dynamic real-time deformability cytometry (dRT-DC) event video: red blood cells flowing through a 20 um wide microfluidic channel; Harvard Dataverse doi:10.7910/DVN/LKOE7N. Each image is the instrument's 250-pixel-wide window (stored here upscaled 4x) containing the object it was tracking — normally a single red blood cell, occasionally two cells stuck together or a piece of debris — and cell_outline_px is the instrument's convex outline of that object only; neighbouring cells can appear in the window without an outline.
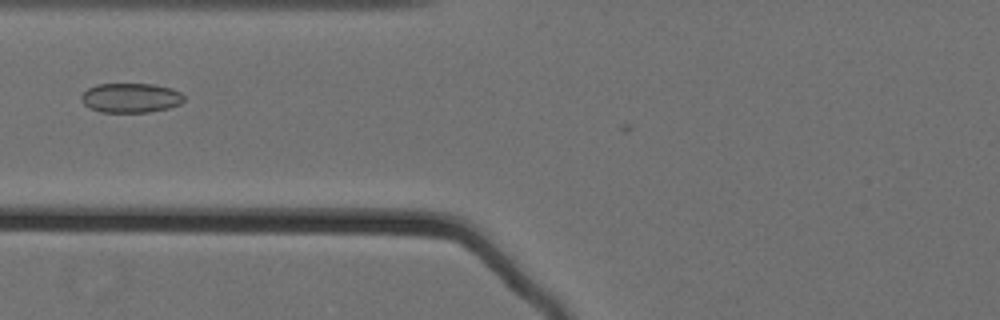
{"species": "Egyptian fruit bat (a non-hibernating species)", "species_latin": "Rousettus aegyptiacus", "temperature_condition": "cold", "stored_images_in_passage": 24, "camera_frame_rate_fps": 3000, "um_per_image_px": 0.085, "animal": {"sex": "female"}, "frame": {"image": 1, "passage_image": 8, "time_ms": 2.333, "image_size_px": [1000, 320], "cell_outline_px": [[184, 100], [180, 104], [168, 108], [148, 112], [100, 112], [84, 104], [80, 100], [80, 96], [88, 88], [96, 84], [152, 84], [172, 88], [180, 92], [184, 96]], "centroid_in_image_um": [11.11, 8.31], "position_along_channel_um": 114.7, "area_um2": 17.69}}